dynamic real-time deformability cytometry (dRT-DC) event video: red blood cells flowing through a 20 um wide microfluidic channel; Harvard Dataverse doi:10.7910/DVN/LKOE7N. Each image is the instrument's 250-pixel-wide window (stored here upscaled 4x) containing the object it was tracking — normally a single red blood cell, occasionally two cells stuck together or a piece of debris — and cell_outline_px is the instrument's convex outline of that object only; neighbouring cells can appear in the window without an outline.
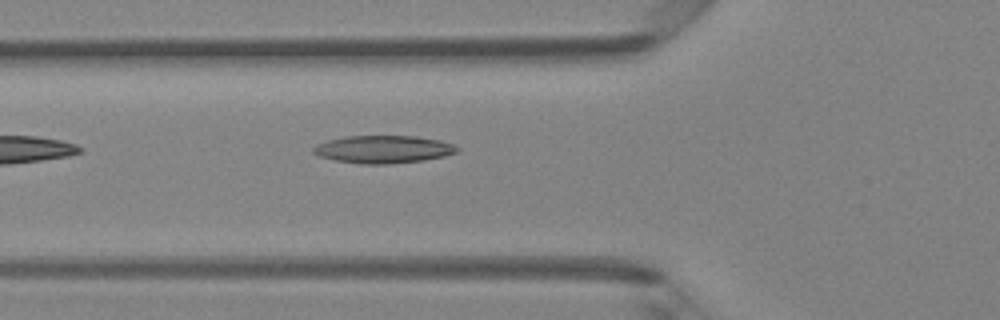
{"species": "Egyptian fruit bat (a non-hibernating species)", "species_latin": "Rousettus aegyptiacus", "temperature_condition": "room temperature", "stored_images_in_passage": 35, "camera_frame_rate_fps": 3000, "um_per_image_px": 0.085, "animal": {"sex": "female"}, "frame": {"image": 1, "passage_image": 4, "time_ms": 1.0, "image_size_px": [1000, 320], "cell_outline_px": [[460, 152], [444, 156], [424, 160], [388, 164], [360, 164], [336, 160], [320, 156], [312, 152], [312, 148], [316, 144], [328, 140], [344, 136], [416, 136], [440, 140], [452, 144], [460, 148]], "centroid_in_image_um": [32.6, 12.69], "position_along_channel_um": 93.2, "area_um2": 23.29}}
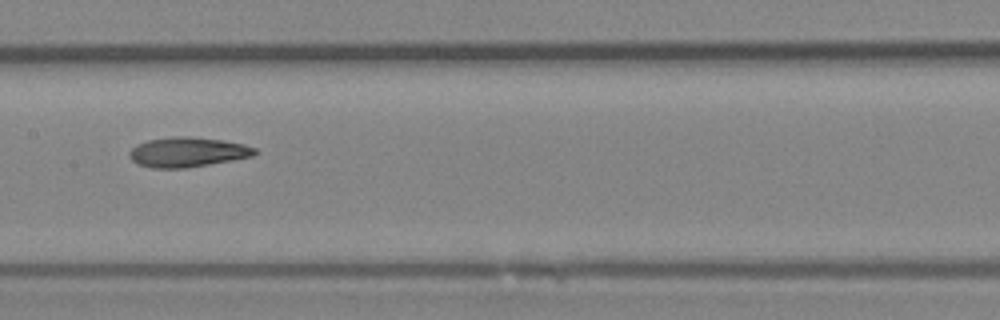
{"frame": {"image": 2, "passage_image": 11, "time_ms": 3.333, "image_size_px": [1000, 320], "cell_outline_px": [[260, 152], [252, 156], [232, 160], [188, 168], [152, 168], [136, 164], [128, 156], [128, 152], [136, 144], [148, 140], [172, 136], [188, 136], [220, 140], [244, 144], [256, 148]], "centroid_in_image_um": [15.92, 12.93], "position_along_channel_um": 191.5, "area_um2": 21.96}}
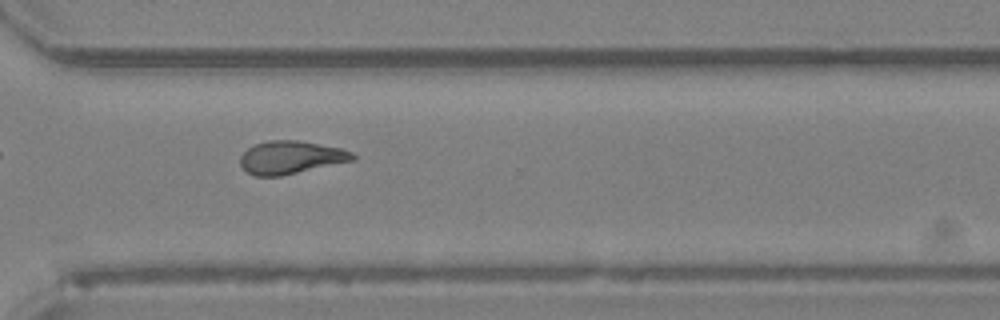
{"frame": {"image": 3, "passage_image": 22, "time_ms": 7.0, "image_size_px": [1000, 320], "cell_outline_px": [[356, 160], [280, 176], [256, 176], [248, 172], [240, 164], [240, 156], [248, 148], [256, 144], [268, 140], [300, 140], [340, 148], [352, 152], [356, 156]], "centroid_in_image_um": [24.74, 13.37], "position_along_channel_um": 345.9, "area_um2": 21.56}, "authors_computed_cell_mechanics": {"area_um2": 21.7906, "velocity_mm_per_s": 4.2158, "shape_relaxation_time_tau1_ms": null, "shape_relaxation_time_tau2_ms": 4.8654, "deformation_change_tau1": null, "deformation_change_tau2": 0.1322}}